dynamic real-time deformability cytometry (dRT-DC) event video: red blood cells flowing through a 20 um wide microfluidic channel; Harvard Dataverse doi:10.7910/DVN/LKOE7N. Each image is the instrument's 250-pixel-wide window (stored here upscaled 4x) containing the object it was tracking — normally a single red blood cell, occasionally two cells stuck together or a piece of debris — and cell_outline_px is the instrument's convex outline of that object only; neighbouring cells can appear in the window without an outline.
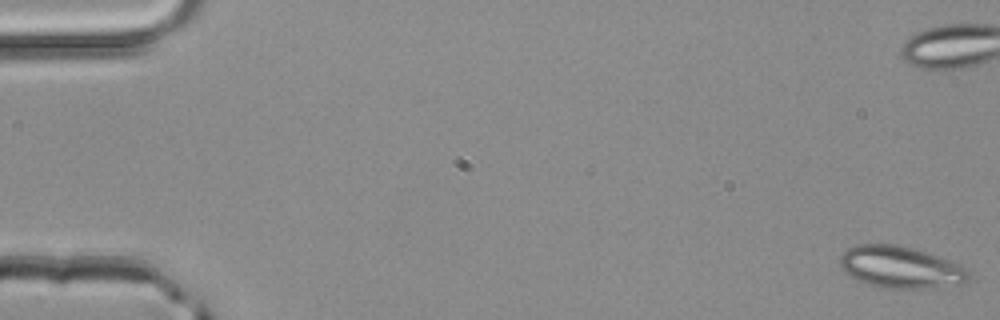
{"species": "common noctule bat (a hibernating species)", "species_latin": "Nyctalus noctula", "temperature_condition": "room temperature", "stored_images_in_passage": 4, "camera_frame_rate_fps": 3000, "um_per_image_px": 0.085, "animal": {"sex": "male", "body_mass_g": 20.4}, "frame": {"image": 1, "passage_image": 1, "time_ms": 0.0, "image_size_px": [1000, 320], "cell_outline_px": [[972, 280], [960, 284], [924, 288], [880, 288], [868, 284], [848, 276], [844, 272], [840, 264], [840, 256], [848, 248], [856, 244], [900, 244], [928, 252], [952, 260], [960, 264], [968, 272]], "centroid_in_image_um": [76.56, 22.7], "position_along_channel_um": 8.4, "area_um2": 31.79}}